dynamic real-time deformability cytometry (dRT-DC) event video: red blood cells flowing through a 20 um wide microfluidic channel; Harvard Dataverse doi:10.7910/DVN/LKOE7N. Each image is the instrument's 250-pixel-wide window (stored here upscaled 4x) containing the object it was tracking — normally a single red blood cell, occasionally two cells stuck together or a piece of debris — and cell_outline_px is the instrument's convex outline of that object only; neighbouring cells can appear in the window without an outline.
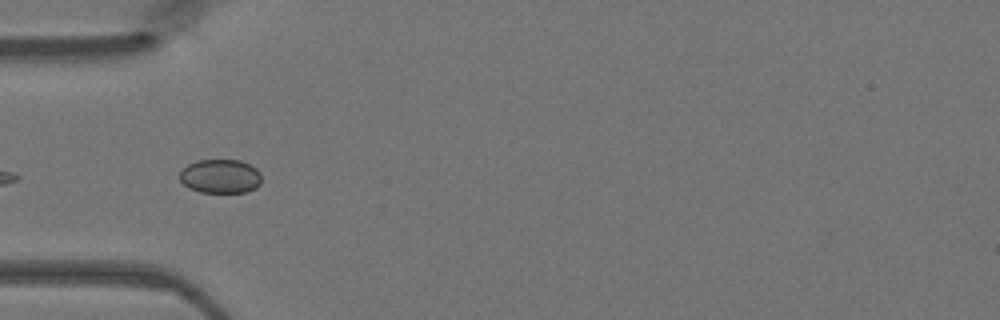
{"species": "Egyptian fruit bat (a non-hibernating species)", "species_latin": "Rousettus aegyptiacus", "temperature_condition": "warm", "stored_images_in_passage": 10, "camera_frame_rate_fps": 3000, "um_per_image_px": 0.085, "animal": {"sex": "female"}, "frame": {"image": 1, "passage_image": 2, "time_ms": 0.333, "image_size_px": [1000, 320], "cell_outline_px": [[260, 184], [256, 188], [244, 192], [200, 192], [188, 188], [180, 180], [180, 172], [188, 164], [196, 160], [240, 160], [256, 168], [260, 172]], "centroid_in_image_um": [18.73, 14.98], "position_along_channel_um": 66.3, "area_um2": 16.18}}